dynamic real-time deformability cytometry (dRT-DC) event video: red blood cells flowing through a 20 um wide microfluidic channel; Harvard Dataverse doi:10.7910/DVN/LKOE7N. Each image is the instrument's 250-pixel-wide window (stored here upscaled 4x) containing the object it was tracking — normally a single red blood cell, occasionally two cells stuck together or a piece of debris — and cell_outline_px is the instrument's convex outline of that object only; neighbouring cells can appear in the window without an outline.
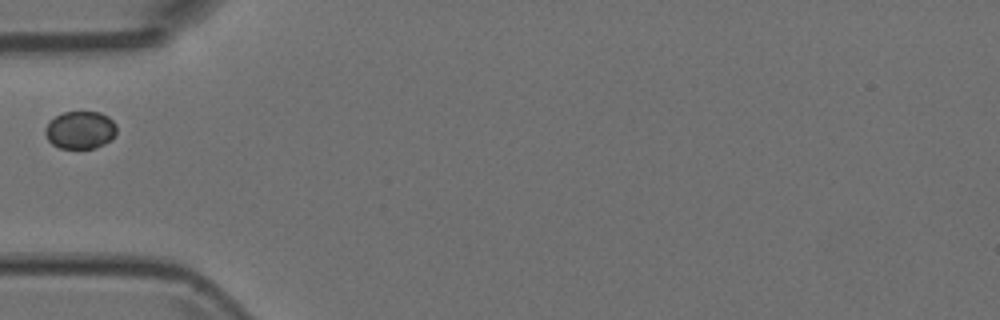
{"species": "Egyptian fruit bat (a non-hibernating species)", "species_latin": "Rousettus aegyptiacus", "temperature_condition": "room temperature", "stored_images_in_passage": 4, "camera_frame_rate_fps": 3000, "um_per_image_px": 0.085, "animal": {"sex": "female"}, "frame": {"image": 1, "passage_image": 3, "time_ms": 0.667, "image_size_px": [1000, 320], "cell_outline_px": [[116, 132], [104, 144], [92, 148], [60, 148], [52, 144], [48, 140], [44, 132], [44, 128], [56, 116], [64, 112], [100, 112], [108, 116], [116, 124]], "centroid_in_image_um": [6.81, 11.04], "position_along_channel_um": 78.2, "area_um2": 15.49}}